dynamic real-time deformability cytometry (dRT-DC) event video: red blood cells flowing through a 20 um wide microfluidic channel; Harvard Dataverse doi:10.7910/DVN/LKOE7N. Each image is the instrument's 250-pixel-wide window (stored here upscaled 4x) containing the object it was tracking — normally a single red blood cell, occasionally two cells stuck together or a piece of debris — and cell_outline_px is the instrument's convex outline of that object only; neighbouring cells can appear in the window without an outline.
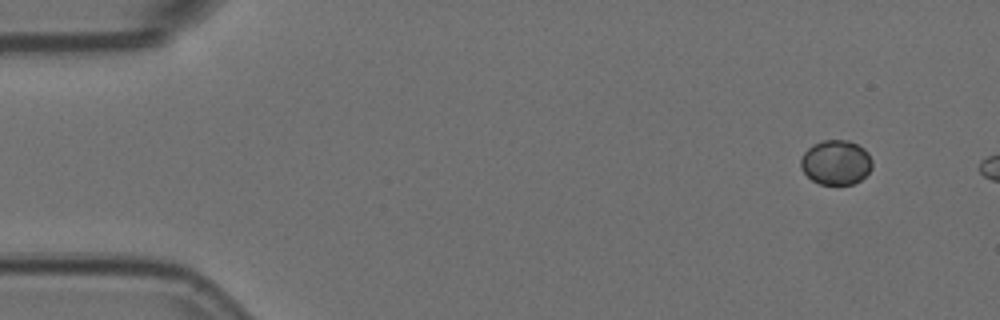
{"species": "Egyptian fruit bat (a non-hibernating species)", "species_latin": "Rousettus aegyptiacus", "temperature_condition": "room temperature", "stored_images_in_passage": 4, "camera_frame_rate_fps": 3000, "um_per_image_px": 0.085, "animal": {"sex": "female"}, "frame": {"image": 1, "passage_image": 1, "time_ms": 0.0, "image_size_px": [1000, 320], "cell_outline_px": [[872, 168], [860, 180], [852, 184], [820, 184], [812, 180], [800, 168], [800, 160], [804, 152], [812, 144], [824, 140], [848, 140], [864, 148], [868, 152], [872, 160]], "centroid_in_image_um": [71.05, 13.79], "position_along_channel_um": 14.0, "area_um2": 18.61}}